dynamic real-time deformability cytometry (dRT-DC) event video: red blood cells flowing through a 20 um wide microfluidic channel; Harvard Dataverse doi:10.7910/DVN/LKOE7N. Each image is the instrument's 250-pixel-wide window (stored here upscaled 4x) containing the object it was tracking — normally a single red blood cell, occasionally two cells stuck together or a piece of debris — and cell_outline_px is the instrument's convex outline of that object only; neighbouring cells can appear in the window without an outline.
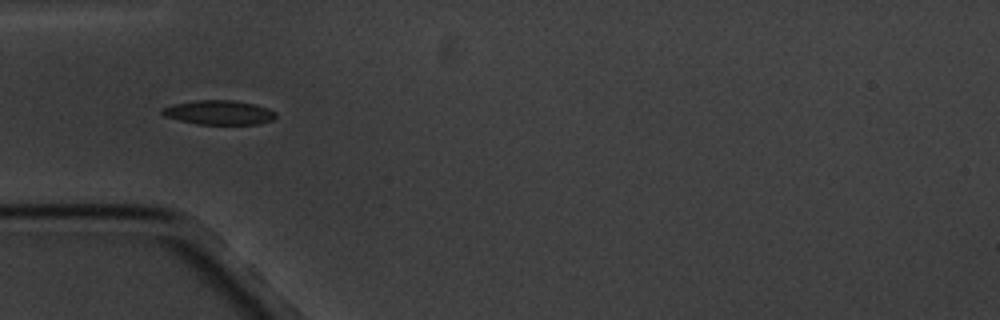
{"species": "common noctule bat (a hibernating species)", "species_latin": "Nyctalus noctula", "temperature_condition": "cold", "stored_images_in_passage": 7, "camera_frame_rate_fps": 3000, "um_per_image_px": 0.085, "animal": {"sex": "male", "body_mass_g": 20.1, "forearm_length_mm": 53.5}, "frame": {"image": 1, "passage_image": 6, "time_ms": 6.0, "image_size_px": [1000, 320], "cell_outline_px": [[276, 116], [272, 120], [260, 124], [196, 124], [164, 116], [160, 112], [160, 108], [172, 104], [196, 100], [236, 100], [256, 104], [268, 108], [276, 112]], "centroid_in_image_um": [18.61, 9.55], "position_along_channel_um": 66.4, "area_um2": 16.3}}
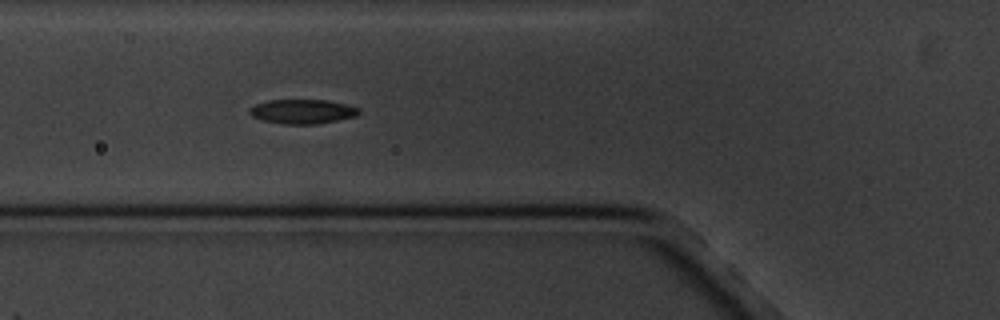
{"frame": {"image": 2, "passage_image": 7, "time_ms": 7.0, "image_size_px": [1000, 320], "cell_outline_px": [[360, 112], [356, 116], [316, 124], [284, 124], [264, 120], [252, 116], [248, 112], [248, 108], [256, 104], [268, 100], [328, 100], [348, 104], [360, 108]], "centroid_in_image_um": [25.72, 9.47], "position_along_channel_um": 100.1, "area_um2": 15.55}}